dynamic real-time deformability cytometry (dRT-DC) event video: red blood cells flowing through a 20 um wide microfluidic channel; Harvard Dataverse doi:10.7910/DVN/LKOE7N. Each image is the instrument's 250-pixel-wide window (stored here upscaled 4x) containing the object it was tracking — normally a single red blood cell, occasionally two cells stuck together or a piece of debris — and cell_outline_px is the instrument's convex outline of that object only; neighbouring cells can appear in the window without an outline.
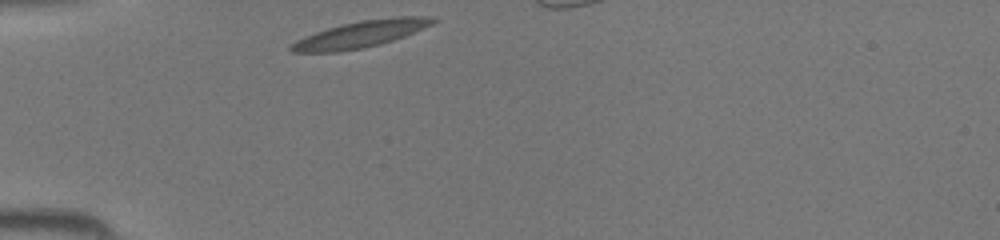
{"species": "common noctule bat (a hibernating species)", "species_latin": "Nyctalus noctula", "temperature_condition": "room temperature", "stored_images_in_passage": 14, "camera_frame_rate_fps": 3000, "um_per_image_px": 0.085, "animal": {"sex": "female", "body_mass_g": 19.5, "forearm_length_mm": 54.1}, "frame": {"image": 1, "passage_image": 1, "time_ms": 0.0, "image_size_px": [1000, 240], "cell_outline_px": [[436, 20], [432, 24], [404, 36], [380, 44], [364, 48], [336, 52], [292, 52], [288, 48], [288, 44], [304, 36], [328, 28], [360, 20], [396, 16], [432, 16]], "centroid_in_image_um": [30.62, 2.9], "position_along_channel_um": 54.4, "area_um2": 21.96}}
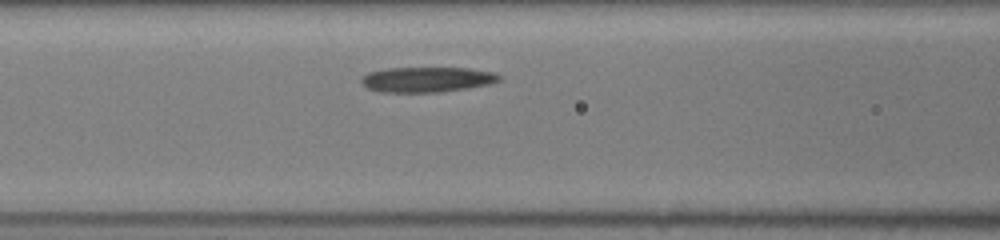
{"frame": {"image": 2, "passage_image": 7, "time_ms": 2.0, "image_size_px": [1000, 240], "cell_outline_px": [[500, 80], [488, 84], [468, 88], [440, 92], [380, 92], [368, 88], [360, 80], [368, 72], [388, 68], [468, 68], [492, 72], [500, 76]], "centroid_in_image_um": [36.28, 6.76], "position_along_channel_um": 130.3, "area_um2": 20.06}}
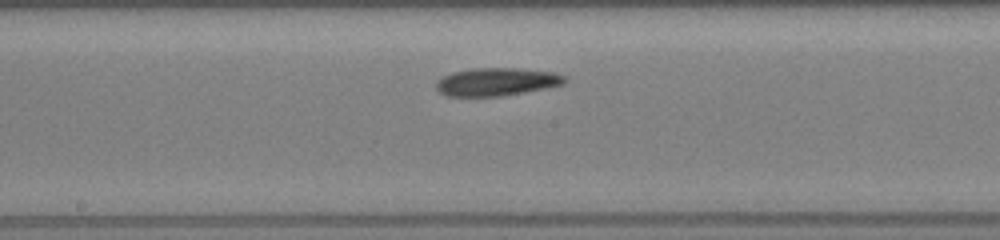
{"frame": {"image": 3, "passage_image": 12, "time_ms": 3.667, "image_size_px": [1000, 240], "cell_outline_px": [[568, 80], [564, 84], [548, 88], [500, 96], [444, 96], [436, 88], [436, 84], [444, 76], [452, 72], [472, 68], [516, 68], [556, 72], [564, 76]], "centroid_in_image_um": [42.25, 6.95], "position_along_channel_um": 205.9, "area_um2": 20.98}}